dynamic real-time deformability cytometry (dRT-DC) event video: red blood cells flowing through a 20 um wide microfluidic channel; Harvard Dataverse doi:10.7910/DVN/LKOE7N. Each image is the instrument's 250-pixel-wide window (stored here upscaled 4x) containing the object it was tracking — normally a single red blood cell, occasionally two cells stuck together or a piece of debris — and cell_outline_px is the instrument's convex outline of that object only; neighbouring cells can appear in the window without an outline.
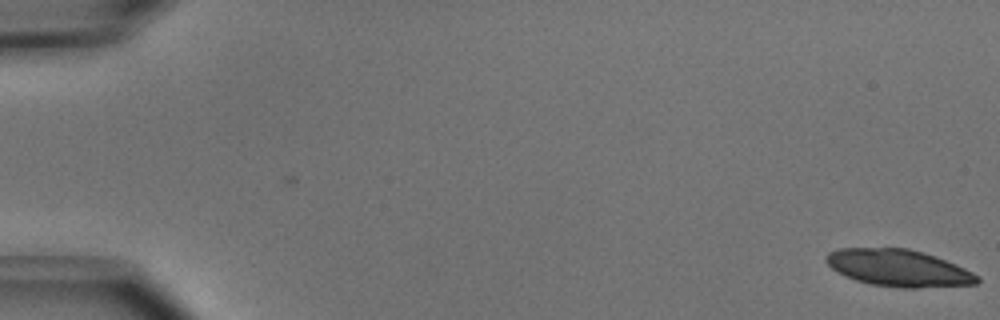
{"species": "common noctule bat (a hibernating species)", "species_latin": "Nyctalus noctula", "temperature_condition": "cold", "stored_images_in_passage": 42, "camera_frame_rate_fps": 3000, "um_per_image_px": 0.085, "animal": {"sex": "male", "body_mass_g": 15.6}, "frame": {"image": 1, "passage_image": 1, "time_ms": 0.0, "image_size_px": [1000, 320], "cell_outline_px": [[980, 280], [976, 284], [920, 288], [900, 288], [872, 284], [856, 280], [844, 276], [832, 268], [824, 260], [824, 256], [828, 252], [840, 248], [908, 248], [924, 252], [936, 256], [956, 264], [980, 276]], "centroid_in_image_um": [76.38, 22.78], "position_along_channel_um": 8.6, "area_um2": 32.71}, "authors_computed_cell_mechanics": {"area_um2": 23.1778, "velocity_mm_per_s": 3.9508, "shape_relaxation_time_tau1_ms": 0.5201, "shape_relaxation_time_tau2_ms": null, "deformation_change_tau1": 0.2325, "deformation_change_tau2": null}}